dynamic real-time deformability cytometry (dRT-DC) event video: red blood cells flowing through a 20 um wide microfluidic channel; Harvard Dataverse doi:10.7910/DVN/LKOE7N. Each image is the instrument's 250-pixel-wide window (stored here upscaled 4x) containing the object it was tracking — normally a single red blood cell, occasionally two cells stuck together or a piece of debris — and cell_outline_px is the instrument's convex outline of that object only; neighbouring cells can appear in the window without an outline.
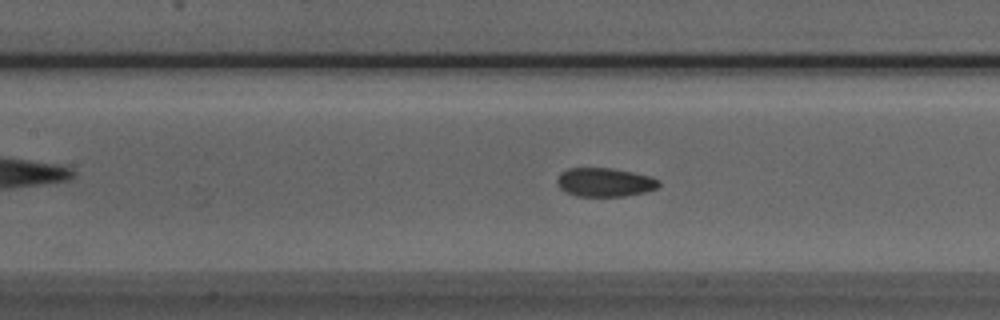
{"species": "Egyptian fruit bat (a non-hibernating species)", "species_latin": "Rousettus aegyptiacus", "temperature_condition": "room temperature", "stored_images_in_passage": 35, "camera_frame_rate_fps": 3000, "um_per_image_px": 0.085, "animal": {"sex": "male"}, "frame": {"image": 1, "passage_image": 16, "time_ms": 5.0, "image_size_px": [1000, 320], "cell_outline_px": [[660, 184], [656, 188], [644, 192], [624, 196], [576, 196], [564, 192], [560, 188], [556, 180], [560, 172], [568, 168], [612, 168], [652, 176], [660, 180]], "centroid_in_image_um": [51.39, 15.49], "position_along_channel_um": 156.0, "area_um2": 17.17}}
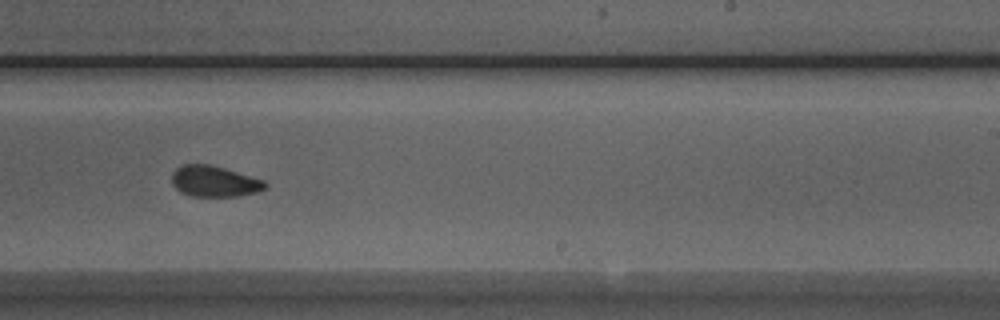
{"frame": {"image": 2, "passage_image": 25, "time_ms": 8.0, "image_size_px": [1000, 320], "cell_outline_px": [[268, 188], [256, 192], [240, 196], [192, 196], [180, 192], [172, 184], [172, 172], [180, 164], [208, 164], [224, 168], [264, 180], [268, 184]], "centroid_in_image_um": [18.22, 15.41], "position_along_channel_um": 270.8, "area_um2": 16.94}}
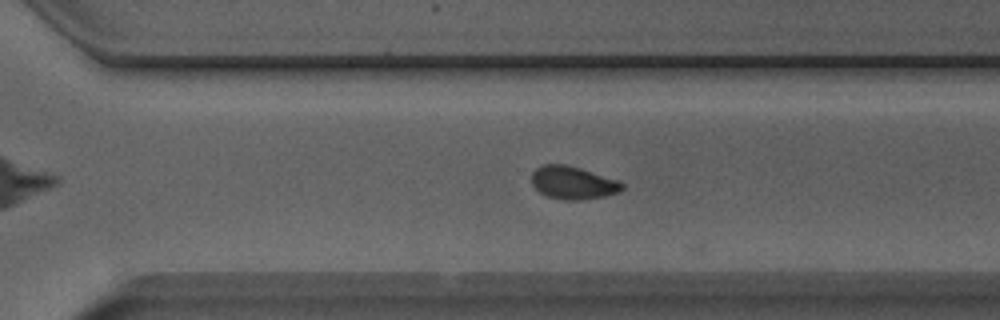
{"frame": {"image": 3, "passage_image": 29, "time_ms": 9.333, "image_size_px": [1000, 320], "cell_outline_px": [[624, 188], [616, 192], [604, 196], [580, 200], [564, 200], [548, 196], [540, 192], [532, 184], [532, 172], [536, 168], [544, 164], [568, 164], [616, 180], [624, 184]], "centroid_in_image_um": [48.67, 15.52], "position_along_channel_um": 321.9, "area_um2": 17.11}, "authors_computed_cell_mechanics": {"area_um2": 17.5712, "velocity_mm_per_s": 3.8452, "shape_relaxation_time_tau1_ms": null, "shape_relaxation_time_tau2_ms": 1.2538, "deformation_change_tau1": null, "deformation_change_tau2": 0.0543}}